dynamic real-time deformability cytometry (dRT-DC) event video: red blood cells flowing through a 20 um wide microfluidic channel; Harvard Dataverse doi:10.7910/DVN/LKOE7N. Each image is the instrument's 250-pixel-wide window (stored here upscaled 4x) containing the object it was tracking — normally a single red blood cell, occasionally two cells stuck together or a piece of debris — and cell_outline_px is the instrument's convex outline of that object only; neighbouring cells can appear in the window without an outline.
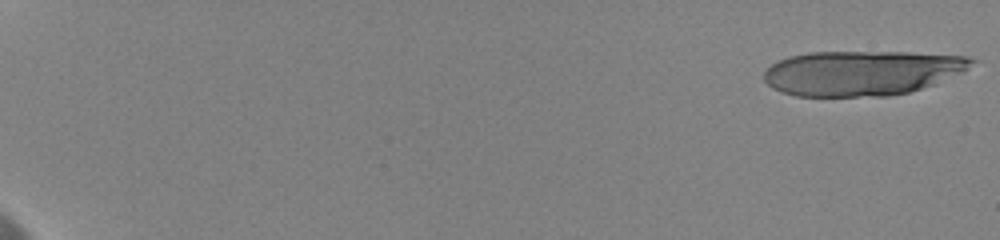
{"species": "human", "species_latin": "Homo sapiens", "temperature_condition": "cold", "stored_images_in_passage": 17, "camera_frame_rate_fps": 3000, "um_per_image_px": 0.085, "donor": {"sex": "female"}, "frame": {"image": 1, "passage_image": 1, "time_ms": 0.0, "image_size_px": [1000, 240], "cell_outline_px": [[980, 60], [968, 68], [936, 84], [908, 92], [888, 96], [796, 96], [772, 88], [764, 80], [764, 72], [776, 60], [788, 56], [808, 52], [908, 52], [968, 56]], "centroid_in_image_um": [73.27, 6.19], "position_along_channel_um": 11.7, "area_um2": 54.56}}